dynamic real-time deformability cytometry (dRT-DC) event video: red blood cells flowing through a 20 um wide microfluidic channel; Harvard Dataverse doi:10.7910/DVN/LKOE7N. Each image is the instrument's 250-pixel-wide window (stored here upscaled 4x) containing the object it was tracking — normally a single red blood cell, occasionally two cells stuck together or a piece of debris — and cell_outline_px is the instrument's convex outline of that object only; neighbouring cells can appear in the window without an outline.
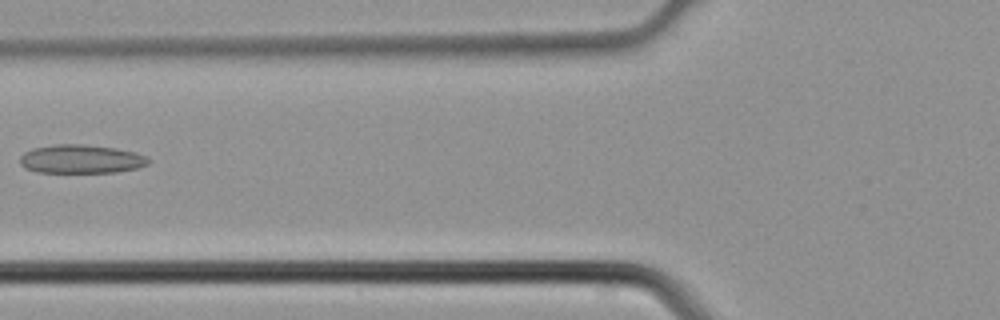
{"species": "common noctule bat (a hibernating species)", "species_latin": "Nyctalus noctula", "temperature_condition": "cold", "stored_images_in_passage": 2, "camera_frame_rate_fps": 3000, "um_per_image_px": 0.085, "animal": {"sex": "male", "body_mass_g": 21.5, "forearm_length_mm": 52.0}, "frame": {"image": 1, "passage_image": 2, "time_ms": 0.333, "image_size_px": [1000, 320], "cell_outline_px": [[148, 164], [136, 168], [116, 172], [36, 172], [24, 168], [20, 164], [20, 156], [24, 152], [32, 148], [56, 144], [84, 144], [116, 148], [136, 152], [148, 156]], "centroid_in_image_um": [6.87, 13.51], "position_along_channel_um": 118.9, "area_um2": 21.56}}